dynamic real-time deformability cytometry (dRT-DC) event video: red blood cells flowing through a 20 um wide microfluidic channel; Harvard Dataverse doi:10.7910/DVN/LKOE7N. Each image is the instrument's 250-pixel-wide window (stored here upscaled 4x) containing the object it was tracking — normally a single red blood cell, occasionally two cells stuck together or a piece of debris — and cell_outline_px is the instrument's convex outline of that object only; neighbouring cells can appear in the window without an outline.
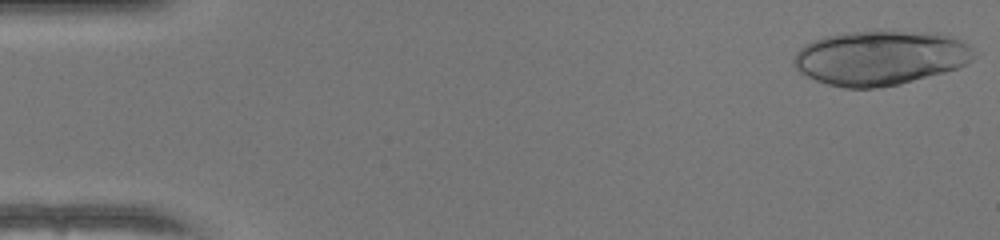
{"species": "human", "species_latin": "Homo sapiens", "temperature_condition": "warm", "stored_images_in_passage": 16, "camera_frame_rate_fps": 3000, "um_per_image_px": 0.085, "donor": {"sex": "female"}, "frame": {"image": 1, "passage_image": 1, "time_ms": 0.0, "image_size_px": [1000, 240], "cell_outline_px": [[976, 56], [972, 60], [956, 68], [944, 72], [900, 84], [880, 88], [844, 88], [828, 84], [816, 80], [800, 72], [792, 64], [792, 60], [796, 52], [804, 44], [812, 40], [824, 36], [872, 28], [940, 32], [952, 36], [968, 44], [972, 48]], "centroid_in_image_um": [74.82, 4.86], "position_along_channel_um": 10.2, "area_um2": 58.67}}
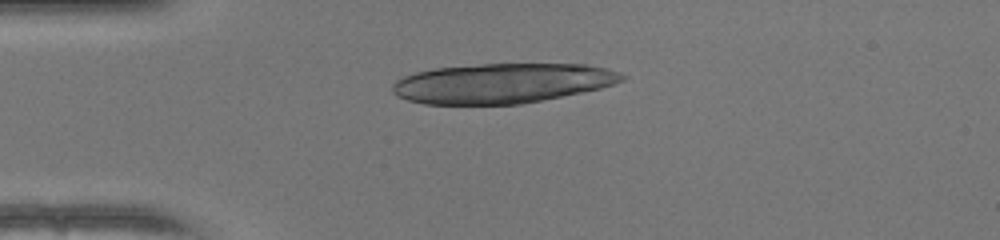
{"frame": {"image": 2, "passage_image": 12, "time_ms": 3.667, "image_size_px": [1000, 240], "cell_outline_px": [[628, 76], [624, 80], [600, 88], [520, 104], [424, 104], [408, 100], [396, 96], [392, 92], [392, 84], [396, 80], [404, 76], [416, 72], [436, 68], [480, 64], [584, 64], [608, 68], [620, 72]], "centroid_in_image_um": [42.67, 7.07], "position_along_channel_um": 42.3, "area_um2": 53.18}}